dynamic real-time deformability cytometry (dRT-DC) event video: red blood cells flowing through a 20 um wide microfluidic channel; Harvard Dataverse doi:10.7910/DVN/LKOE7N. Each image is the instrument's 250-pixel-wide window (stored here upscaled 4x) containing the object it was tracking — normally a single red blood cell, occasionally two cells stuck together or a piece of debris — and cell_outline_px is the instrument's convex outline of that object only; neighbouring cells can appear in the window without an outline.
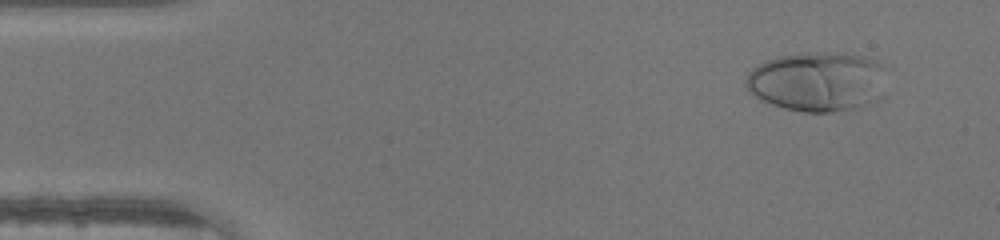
{"species": "human", "species_latin": "Homo sapiens", "temperature_condition": "warm", "stored_images_in_passage": 46, "camera_frame_rate_fps": 3000, "um_per_image_px": 0.085, "donor": {"sex": "male"}, "frame": {"image": 1, "passage_image": 4, "time_ms": 1.0, "image_size_px": [1000, 240], "cell_outline_px": [[888, 68], [884, 96], [860, 108], [832, 112], [804, 112], [784, 108], [772, 104], [756, 96], [744, 84], [744, 80], [748, 72], [752, 68], [768, 60], [780, 56], [808, 52], [828, 52], [860, 56], [880, 60]], "centroid_in_image_um": [69.59, 6.93], "position_along_channel_um": 15.4, "area_um2": 49.77}}
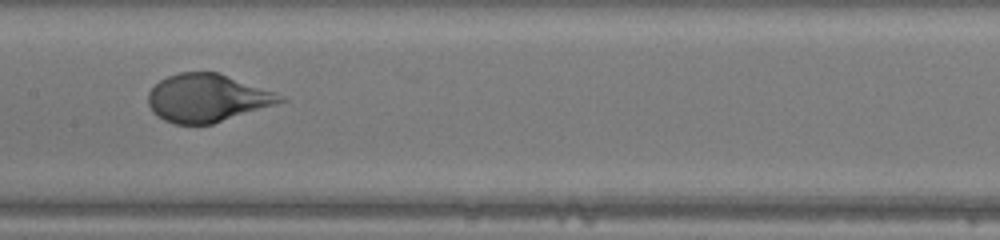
{"frame": {"image": 2, "passage_image": 23, "time_ms": 7.333, "image_size_px": [1000, 240], "cell_outline_px": [[288, 100], [276, 104], [212, 124], [172, 124], [156, 116], [152, 112], [148, 104], [148, 92], [160, 80], [168, 76], [180, 72], [216, 72], [276, 92], [284, 96]], "centroid_in_image_um": [17.59, 8.34], "position_along_channel_um": 189.8, "area_um2": 36.76}}
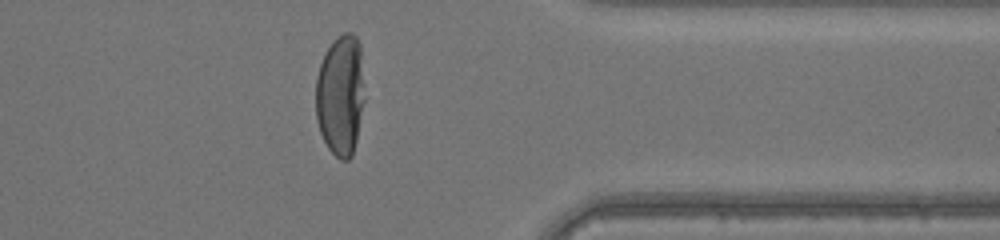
{"frame": {"image": 3, "passage_image": 37, "time_ms": 12.0, "image_size_px": [1000, 240], "cell_outline_px": [[364, 100], [356, 140], [352, 156], [348, 160], [340, 160], [328, 148], [320, 132], [316, 120], [316, 76], [324, 52], [332, 40], [336, 36], [344, 32], [352, 32], [356, 36], [360, 44]], "centroid_in_image_um": [28.92, 8.05], "position_along_channel_um": 382.5, "area_um2": 34.62}}